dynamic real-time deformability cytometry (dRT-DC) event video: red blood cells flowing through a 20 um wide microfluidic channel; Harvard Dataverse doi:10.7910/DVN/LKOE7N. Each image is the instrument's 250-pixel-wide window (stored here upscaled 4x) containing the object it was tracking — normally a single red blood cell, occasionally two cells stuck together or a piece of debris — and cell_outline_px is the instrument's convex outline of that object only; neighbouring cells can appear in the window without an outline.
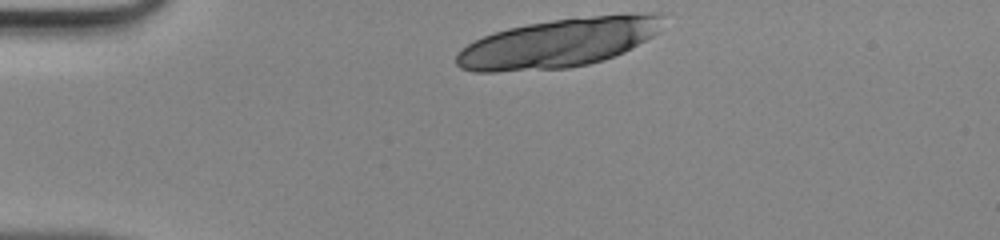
{"species": "human", "species_latin": "Homo sapiens", "temperature_condition": "room temperature", "stored_images_in_passage": 26, "camera_frame_rate_fps": 3000, "um_per_image_px": 0.085, "donor": {"sex": "male"}, "frame": {"image": 1, "passage_image": 1, "time_ms": 0.0, "image_size_px": [1000, 240], "cell_outline_px": [[668, 12], [660, 32], [632, 48], [624, 52], [588, 64], [568, 68], [496, 72], [472, 72], [460, 68], [456, 64], [456, 52], [460, 48], [492, 32], [508, 28], [528, 24], [552, 20], [592, 16], [652, 12]], "centroid_in_image_um": [47.51, 3.64], "position_along_channel_um": 37.5, "area_um2": 59.36}}